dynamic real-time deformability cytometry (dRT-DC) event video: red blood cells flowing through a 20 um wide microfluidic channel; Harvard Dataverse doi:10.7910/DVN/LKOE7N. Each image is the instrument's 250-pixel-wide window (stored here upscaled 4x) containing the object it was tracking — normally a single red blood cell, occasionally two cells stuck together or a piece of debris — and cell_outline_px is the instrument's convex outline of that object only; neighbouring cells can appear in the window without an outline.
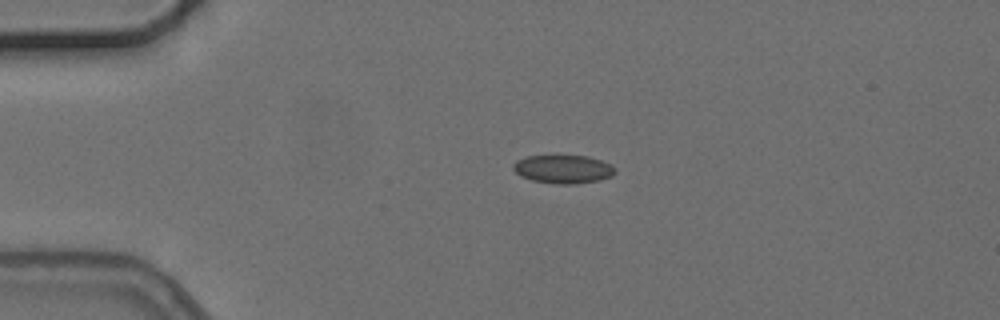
{"species": "common noctule bat (a hibernating species)", "species_latin": "Nyctalus noctula", "temperature_condition": "cold", "stored_images_in_passage": 2, "camera_frame_rate_fps": 3000, "um_per_image_px": 0.085, "animal": {"sex": "female", "body_mass_g": 24.6, "forearm_length_mm": 56.2}, "frame": {"image": 1, "passage_image": 1, "time_ms": 0.0, "image_size_px": [1000, 320], "cell_outline_px": [[616, 172], [612, 176], [600, 180], [576, 184], [560, 184], [532, 180], [520, 176], [512, 168], [512, 164], [516, 160], [524, 156], [588, 156], [612, 164], [616, 168]], "centroid_in_image_um": [47.88, 14.37], "position_along_channel_um": 37.1, "area_um2": 16.99}}